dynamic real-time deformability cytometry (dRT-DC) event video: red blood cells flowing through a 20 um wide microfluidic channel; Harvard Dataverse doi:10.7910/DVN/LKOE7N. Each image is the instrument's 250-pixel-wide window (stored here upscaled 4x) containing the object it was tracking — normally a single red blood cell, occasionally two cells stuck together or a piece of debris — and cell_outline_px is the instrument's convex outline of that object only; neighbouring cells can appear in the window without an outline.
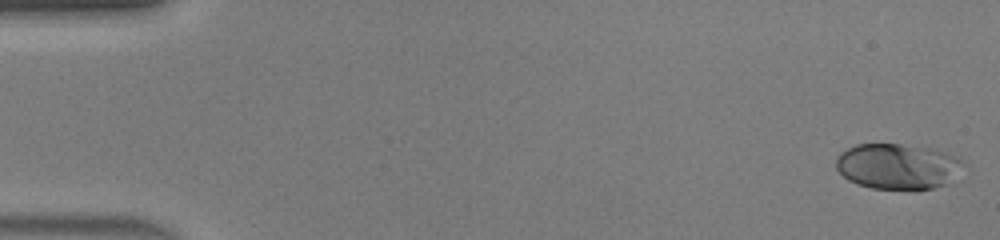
{"species": "human", "species_latin": "Homo sapiens", "temperature_condition": "warm", "stored_images_in_passage": 15, "camera_frame_rate_fps": 3000, "um_per_image_px": 0.085, "donor": {"sex": "male"}, "frame": {"image": 1, "passage_image": 1, "time_ms": 0.0, "image_size_px": [1000, 240], "cell_outline_px": [[964, 164], [948, 184], [932, 188], [872, 188], [856, 184], [848, 180], [836, 168], [836, 156], [840, 152], [856, 144], [900, 144], [924, 148], [944, 152], [956, 156]], "centroid_in_image_um": [76.25, 14.13], "position_along_channel_um": 8.8, "area_um2": 33.29}}
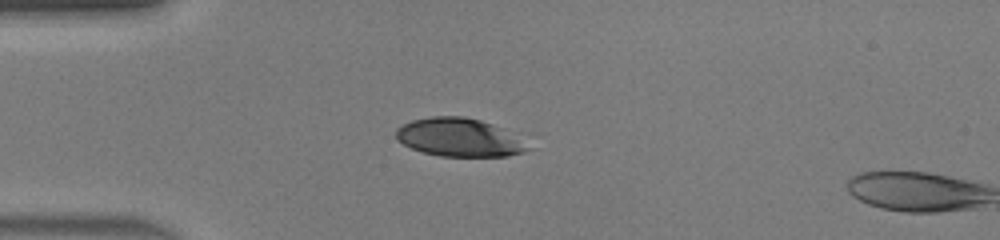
{"frame": {"image": 2, "passage_image": 13, "time_ms": 4.0, "image_size_px": [1000, 240], "cell_outline_px": [[536, 148], [524, 152], [508, 156], [440, 156], [424, 152], [412, 148], [396, 140], [396, 128], [412, 120], [432, 116], [464, 116], [528, 132]], "centroid_in_image_um": [39.35, 11.67], "position_along_channel_um": 45.6, "area_um2": 31.27}}